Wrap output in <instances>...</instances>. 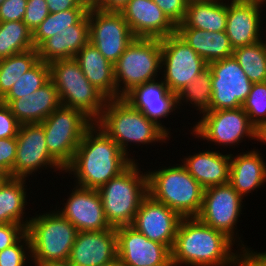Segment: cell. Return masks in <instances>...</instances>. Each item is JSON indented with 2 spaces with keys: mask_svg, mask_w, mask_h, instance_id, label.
Segmentation results:
<instances>
[{
  "mask_svg": "<svg viewBox=\"0 0 266 266\" xmlns=\"http://www.w3.org/2000/svg\"><path fill=\"white\" fill-rule=\"evenodd\" d=\"M255 141L261 143L260 145H266V121L260 123L255 128Z\"/></svg>",
  "mask_w": 266,
  "mask_h": 266,
  "instance_id": "cell-47",
  "label": "cell"
},
{
  "mask_svg": "<svg viewBox=\"0 0 266 266\" xmlns=\"http://www.w3.org/2000/svg\"><path fill=\"white\" fill-rule=\"evenodd\" d=\"M60 105L57 88L51 80L33 93L13 99L8 104L21 125L43 122Z\"/></svg>",
  "mask_w": 266,
  "mask_h": 266,
  "instance_id": "cell-27",
  "label": "cell"
},
{
  "mask_svg": "<svg viewBox=\"0 0 266 266\" xmlns=\"http://www.w3.org/2000/svg\"><path fill=\"white\" fill-rule=\"evenodd\" d=\"M205 147L198 145L197 152H187L179 161L204 189L229 183L231 152Z\"/></svg>",
  "mask_w": 266,
  "mask_h": 266,
  "instance_id": "cell-23",
  "label": "cell"
},
{
  "mask_svg": "<svg viewBox=\"0 0 266 266\" xmlns=\"http://www.w3.org/2000/svg\"><path fill=\"white\" fill-rule=\"evenodd\" d=\"M38 61L39 55L35 48L0 60V101L8 94L17 79Z\"/></svg>",
  "mask_w": 266,
  "mask_h": 266,
  "instance_id": "cell-34",
  "label": "cell"
},
{
  "mask_svg": "<svg viewBox=\"0 0 266 266\" xmlns=\"http://www.w3.org/2000/svg\"><path fill=\"white\" fill-rule=\"evenodd\" d=\"M33 182L34 179L30 181L29 179L14 177H4L0 181V224H21L27 228L31 219L30 216H32L28 210H34L29 205L30 199L33 200L32 196L36 195L30 187L31 185L34 187Z\"/></svg>",
  "mask_w": 266,
  "mask_h": 266,
  "instance_id": "cell-25",
  "label": "cell"
},
{
  "mask_svg": "<svg viewBox=\"0 0 266 266\" xmlns=\"http://www.w3.org/2000/svg\"><path fill=\"white\" fill-rule=\"evenodd\" d=\"M49 15L46 0H27L26 11L22 22L32 31Z\"/></svg>",
  "mask_w": 266,
  "mask_h": 266,
  "instance_id": "cell-40",
  "label": "cell"
},
{
  "mask_svg": "<svg viewBox=\"0 0 266 266\" xmlns=\"http://www.w3.org/2000/svg\"><path fill=\"white\" fill-rule=\"evenodd\" d=\"M171 261L174 266H254L232 239L197 217L181 219Z\"/></svg>",
  "mask_w": 266,
  "mask_h": 266,
  "instance_id": "cell-1",
  "label": "cell"
},
{
  "mask_svg": "<svg viewBox=\"0 0 266 266\" xmlns=\"http://www.w3.org/2000/svg\"><path fill=\"white\" fill-rule=\"evenodd\" d=\"M95 124L111 137L133 162H138L142 158L138 154L136 157L139 158L135 157V148L144 146L145 150H148L158 143L161 145L171 143L168 142L171 141V137L161 127L123 98L107 99L102 114Z\"/></svg>",
  "mask_w": 266,
  "mask_h": 266,
  "instance_id": "cell-3",
  "label": "cell"
},
{
  "mask_svg": "<svg viewBox=\"0 0 266 266\" xmlns=\"http://www.w3.org/2000/svg\"><path fill=\"white\" fill-rule=\"evenodd\" d=\"M20 126L10 107L0 101V138L16 137Z\"/></svg>",
  "mask_w": 266,
  "mask_h": 266,
  "instance_id": "cell-42",
  "label": "cell"
},
{
  "mask_svg": "<svg viewBox=\"0 0 266 266\" xmlns=\"http://www.w3.org/2000/svg\"><path fill=\"white\" fill-rule=\"evenodd\" d=\"M50 80L49 64L39 60L26 73L22 74L13 84L8 94L1 100L3 104L8 105L13 99L29 95L41 88Z\"/></svg>",
  "mask_w": 266,
  "mask_h": 266,
  "instance_id": "cell-36",
  "label": "cell"
},
{
  "mask_svg": "<svg viewBox=\"0 0 266 266\" xmlns=\"http://www.w3.org/2000/svg\"><path fill=\"white\" fill-rule=\"evenodd\" d=\"M123 99L135 109L140 110L149 120L155 122L171 138L174 136V130L171 126L167 127L168 123L164 120L166 119L167 122L169 117L173 120L176 118L174 117L176 113L178 117L181 113L178 111L176 94L169 91L161 78L133 88Z\"/></svg>",
  "mask_w": 266,
  "mask_h": 266,
  "instance_id": "cell-18",
  "label": "cell"
},
{
  "mask_svg": "<svg viewBox=\"0 0 266 266\" xmlns=\"http://www.w3.org/2000/svg\"><path fill=\"white\" fill-rule=\"evenodd\" d=\"M117 257L123 266H174L171 250L146 238L131 225L116 228Z\"/></svg>",
  "mask_w": 266,
  "mask_h": 266,
  "instance_id": "cell-19",
  "label": "cell"
},
{
  "mask_svg": "<svg viewBox=\"0 0 266 266\" xmlns=\"http://www.w3.org/2000/svg\"><path fill=\"white\" fill-rule=\"evenodd\" d=\"M42 266H73L69 261L51 262Z\"/></svg>",
  "mask_w": 266,
  "mask_h": 266,
  "instance_id": "cell-49",
  "label": "cell"
},
{
  "mask_svg": "<svg viewBox=\"0 0 266 266\" xmlns=\"http://www.w3.org/2000/svg\"><path fill=\"white\" fill-rule=\"evenodd\" d=\"M120 13L136 38L162 39L176 33V26L153 0H129Z\"/></svg>",
  "mask_w": 266,
  "mask_h": 266,
  "instance_id": "cell-21",
  "label": "cell"
},
{
  "mask_svg": "<svg viewBox=\"0 0 266 266\" xmlns=\"http://www.w3.org/2000/svg\"><path fill=\"white\" fill-rule=\"evenodd\" d=\"M25 233L26 228L21 224H0V251L14 245Z\"/></svg>",
  "mask_w": 266,
  "mask_h": 266,
  "instance_id": "cell-44",
  "label": "cell"
},
{
  "mask_svg": "<svg viewBox=\"0 0 266 266\" xmlns=\"http://www.w3.org/2000/svg\"><path fill=\"white\" fill-rule=\"evenodd\" d=\"M91 5H93V0H87Z\"/></svg>",
  "mask_w": 266,
  "mask_h": 266,
  "instance_id": "cell-52",
  "label": "cell"
},
{
  "mask_svg": "<svg viewBox=\"0 0 266 266\" xmlns=\"http://www.w3.org/2000/svg\"><path fill=\"white\" fill-rule=\"evenodd\" d=\"M254 266H266V251H260L259 257L254 261Z\"/></svg>",
  "mask_w": 266,
  "mask_h": 266,
  "instance_id": "cell-48",
  "label": "cell"
},
{
  "mask_svg": "<svg viewBox=\"0 0 266 266\" xmlns=\"http://www.w3.org/2000/svg\"><path fill=\"white\" fill-rule=\"evenodd\" d=\"M173 162L175 160H169L166 166L162 163L156 168L151 166V169L145 166L148 194L176 211L182 218L197 217L202 208L204 188L179 160L175 164Z\"/></svg>",
  "mask_w": 266,
  "mask_h": 266,
  "instance_id": "cell-4",
  "label": "cell"
},
{
  "mask_svg": "<svg viewBox=\"0 0 266 266\" xmlns=\"http://www.w3.org/2000/svg\"><path fill=\"white\" fill-rule=\"evenodd\" d=\"M40 124L50 155L65 169L94 122L78 109L60 105Z\"/></svg>",
  "mask_w": 266,
  "mask_h": 266,
  "instance_id": "cell-11",
  "label": "cell"
},
{
  "mask_svg": "<svg viewBox=\"0 0 266 266\" xmlns=\"http://www.w3.org/2000/svg\"><path fill=\"white\" fill-rule=\"evenodd\" d=\"M34 48L33 32L22 21L0 22V60Z\"/></svg>",
  "mask_w": 266,
  "mask_h": 266,
  "instance_id": "cell-32",
  "label": "cell"
},
{
  "mask_svg": "<svg viewBox=\"0 0 266 266\" xmlns=\"http://www.w3.org/2000/svg\"><path fill=\"white\" fill-rule=\"evenodd\" d=\"M144 166V163L142 166L139 162H133L98 189L106 220L111 227L133 223L139 206L148 195V175Z\"/></svg>",
  "mask_w": 266,
  "mask_h": 266,
  "instance_id": "cell-6",
  "label": "cell"
},
{
  "mask_svg": "<svg viewBox=\"0 0 266 266\" xmlns=\"http://www.w3.org/2000/svg\"><path fill=\"white\" fill-rule=\"evenodd\" d=\"M169 20L177 27L183 22L188 0H153Z\"/></svg>",
  "mask_w": 266,
  "mask_h": 266,
  "instance_id": "cell-41",
  "label": "cell"
},
{
  "mask_svg": "<svg viewBox=\"0 0 266 266\" xmlns=\"http://www.w3.org/2000/svg\"><path fill=\"white\" fill-rule=\"evenodd\" d=\"M229 184L216 185L204 189L202 208L197 218L232 239L253 261L260 250L252 249L244 243V237L238 229V222L246 206V200ZM245 203V204H244ZM241 233V234H240Z\"/></svg>",
  "mask_w": 266,
  "mask_h": 266,
  "instance_id": "cell-8",
  "label": "cell"
},
{
  "mask_svg": "<svg viewBox=\"0 0 266 266\" xmlns=\"http://www.w3.org/2000/svg\"><path fill=\"white\" fill-rule=\"evenodd\" d=\"M89 42L88 12L74 25L46 39L38 48L39 60L50 64L61 59L75 58Z\"/></svg>",
  "mask_w": 266,
  "mask_h": 266,
  "instance_id": "cell-26",
  "label": "cell"
},
{
  "mask_svg": "<svg viewBox=\"0 0 266 266\" xmlns=\"http://www.w3.org/2000/svg\"><path fill=\"white\" fill-rule=\"evenodd\" d=\"M227 0H192L188 2L183 22L176 28H198L208 32L226 30Z\"/></svg>",
  "mask_w": 266,
  "mask_h": 266,
  "instance_id": "cell-30",
  "label": "cell"
},
{
  "mask_svg": "<svg viewBox=\"0 0 266 266\" xmlns=\"http://www.w3.org/2000/svg\"><path fill=\"white\" fill-rule=\"evenodd\" d=\"M101 266H123L122 263L120 262L119 258L117 257L116 259H114L111 262H108L106 264H103Z\"/></svg>",
  "mask_w": 266,
  "mask_h": 266,
  "instance_id": "cell-50",
  "label": "cell"
},
{
  "mask_svg": "<svg viewBox=\"0 0 266 266\" xmlns=\"http://www.w3.org/2000/svg\"><path fill=\"white\" fill-rule=\"evenodd\" d=\"M16 139L17 152L13 166L14 178H24L29 180L36 178L34 181L36 182L37 177L41 172L43 174L49 173V175L50 173L53 175L55 172L59 176L62 174L60 179H66L67 176L64 175L65 169L48 151L45 142L44 129L40 123L22 124L19 128Z\"/></svg>",
  "mask_w": 266,
  "mask_h": 266,
  "instance_id": "cell-12",
  "label": "cell"
},
{
  "mask_svg": "<svg viewBox=\"0 0 266 266\" xmlns=\"http://www.w3.org/2000/svg\"><path fill=\"white\" fill-rule=\"evenodd\" d=\"M254 1H259V2H263L266 4V0H254Z\"/></svg>",
  "mask_w": 266,
  "mask_h": 266,
  "instance_id": "cell-51",
  "label": "cell"
},
{
  "mask_svg": "<svg viewBox=\"0 0 266 266\" xmlns=\"http://www.w3.org/2000/svg\"><path fill=\"white\" fill-rule=\"evenodd\" d=\"M241 149H237L238 151L235 154L230 151L229 184L245 200L250 197V193L252 195L254 191L257 193L261 187H265L266 161L264 159L265 155L255 145L253 149L252 147L250 149L247 148L248 151L243 148V145ZM240 150L242 152H239Z\"/></svg>",
  "mask_w": 266,
  "mask_h": 266,
  "instance_id": "cell-24",
  "label": "cell"
},
{
  "mask_svg": "<svg viewBox=\"0 0 266 266\" xmlns=\"http://www.w3.org/2000/svg\"><path fill=\"white\" fill-rule=\"evenodd\" d=\"M4 178V176L0 175V181Z\"/></svg>",
  "mask_w": 266,
  "mask_h": 266,
  "instance_id": "cell-53",
  "label": "cell"
},
{
  "mask_svg": "<svg viewBox=\"0 0 266 266\" xmlns=\"http://www.w3.org/2000/svg\"><path fill=\"white\" fill-rule=\"evenodd\" d=\"M129 0H97L93 6L106 12H120Z\"/></svg>",
  "mask_w": 266,
  "mask_h": 266,
  "instance_id": "cell-46",
  "label": "cell"
},
{
  "mask_svg": "<svg viewBox=\"0 0 266 266\" xmlns=\"http://www.w3.org/2000/svg\"><path fill=\"white\" fill-rule=\"evenodd\" d=\"M242 108L255 127L266 121V82L253 83Z\"/></svg>",
  "mask_w": 266,
  "mask_h": 266,
  "instance_id": "cell-37",
  "label": "cell"
},
{
  "mask_svg": "<svg viewBox=\"0 0 266 266\" xmlns=\"http://www.w3.org/2000/svg\"><path fill=\"white\" fill-rule=\"evenodd\" d=\"M32 266L31 247L25 233L14 245L0 251V266Z\"/></svg>",
  "mask_w": 266,
  "mask_h": 266,
  "instance_id": "cell-38",
  "label": "cell"
},
{
  "mask_svg": "<svg viewBox=\"0 0 266 266\" xmlns=\"http://www.w3.org/2000/svg\"><path fill=\"white\" fill-rule=\"evenodd\" d=\"M69 183H71L68 185L71 190L65 192L67 193V198L64 196L60 203L55 200L57 203H55L54 208L70 221L78 232L101 231L113 228L106 220L98 190L84 188L72 184L71 181Z\"/></svg>",
  "mask_w": 266,
  "mask_h": 266,
  "instance_id": "cell-16",
  "label": "cell"
},
{
  "mask_svg": "<svg viewBox=\"0 0 266 266\" xmlns=\"http://www.w3.org/2000/svg\"><path fill=\"white\" fill-rule=\"evenodd\" d=\"M181 219L176 211L148 194L139 206L131 226L146 238L172 250Z\"/></svg>",
  "mask_w": 266,
  "mask_h": 266,
  "instance_id": "cell-20",
  "label": "cell"
},
{
  "mask_svg": "<svg viewBox=\"0 0 266 266\" xmlns=\"http://www.w3.org/2000/svg\"><path fill=\"white\" fill-rule=\"evenodd\" d=\"M116 258V228H109L78 232L68 261L73 266H101Z\"/></svg>",
  "mask_w": 266,
  "mask_h": 266,
  "instance_id": "cell-22",
  "label": "cell"
},
{
  "mask_svg": "<svg viewBox=\"0 0 266 266\" xmlns=\"http://www.w3.org/2000/svg\"><path fill=\"white\" fill-rule=\"evenodd\" d=\"M16 152V137L0 138V175L4 177H13Z\"/></svg>",
  "mask_w": 266,
  "mask_h": 266,
  "instance_id": "cell-39",
  "label": "cell"
},
{
  "mask_svg": "<svg viewBox=\"0 0 266 266\" xmlns=\"http://www.w3.org/2000/svg\"><path fill=\"white\" fill-rule=\"evenodd\" d=\"M132 163L118 144L94 123L82 137L64 174L74 179L75 185L98 190Z\"/></svg>",
  "mask_w": 266,
  "mask_h": 266,
  "instance_id": "cell-2",
  "label": "cell"
},
{
  "mask_svg": "<svg viewBox=\"0 0 266 266\" xmlns=\"http://www.w3.org/2000/svg\"><path fill=\"white\" fill-rule=\"evenodd\" d=\"M211 69V110L236 109L246 101L253 83L233 56L208 64Z\"/></svg>",
  "mask_w": 266,
  "mask_h": 266,
  "instance_id": "cell-15",
  "label": "cell"
},
{
  "mask_svg": "<svg viewBox=\"0 0 266 266\" xmlns=\"http://www.w3.org/2000/svg\"><path fill=\"white\" fill-rule=\"evenodd\" d=\"M191 123L188 122L191 126L189 130V126L187 125V131L194 141L195 139L196 142L199 139V142L202 143L203 141L202 146L208 145L207 147L216 150L220 146L219 149L221 148V151L228 152L230 149L235 151L236 147H240L242 145L241 143L244 142L246 144L247 140L248 142L250 140L252 144H256V127L251 123L242 107L236 109L210 110L202 115L200 119H197V121L194 120ZM227 148L229 149L228 151Z\"/></svg>",
  "mask_w": 266,
  "mask_h": 266,
  "instance_id": "cell-7",
  "label": "cell"
},
{
  "mask_svg": "<svg viewBox=\"0 0 266 266\" xmlns=\"http://www.w3.org/2000/svg\"><path fill=\"white\" fill-rule=\"evenodd\" d=\"M176 33L208 64L233 55L234 49L225 31L176 28Z\"/></svg>",
  "mask_w": 266,
  "mask_h": 266,
  "instance_id": "cell-29",
  "label": "cell"
},
{
  "mask_svg": "<svg viewBox=\"0 0 266 266\" xmlns=\"http://www.w3.org/2000/svg\"><path fill=\"white\" fill-rule=\"evenodd\" d=\"M88 81L107 99H116L114 65L88 42L75 56Z\"/></svg>",
  "mask_w": 266,
  "mask_h": 266,
  "instance_id": "cell-28",
  "label": "cell"
},
{
  "mask_svg": "<svg viewBox=\"0 0 266 266\" xmlns=\"http://www.w3.org/2000/svg\"><path fill=\"white\" fill-rule=\"evenodd\" d=\"M211 97V69L208 66L176 95L178 110L179 112L183 110L184 114L188 110L190 111V116L194 113L196 116L193 115L192 117L194 119L196 117L195 120L197 121V118L199 119L211 110ZM187 107L192 110L187 109ZM193 108L196 112H194Z\"/></svg>",
  "mask_w": 266,
  "mask_h": 266,
  "instance_id": "cell-31",
  "label": "cell"
},
{
  "mask_svg": "<svg viewBox=\"0 0 266 266\" xmlns=\"http://www.w3.org/2000/svg\"><path fill=\"white\" fill-rule=\"evenodd\" d=\"M49 13H58L72 8H89L91 4L87 0H46Z\"/></svg>",
  "mask_w": 266,
  "mask_h": 266,
  "instance_id": "cell-45",
  "label": "cell"
},
{
  "mask_svg": "<svg viewBox=\"0 0 266 266\" xmlns=\"http://www.w3.org/2000/svg\"><path fill=\"white\" fill-rule=\"evenodd\" d=\"M265 8L266 4L259 1L227 0L225 32L233 49L255 44L266 37V28L263 27L266 23Z\"/></svg>",
  "mask_w": 266,
  "mask_h": 266,
  "instance_id": "cell-17",
  "label": "cell"
},
{
  "mask_svg": "<svg viewBox=\"0 0 266 266\" xmlns=\"http://www.w3.org/2000/svg\"><path fill=\"white\" fill-rule=\"evenodd\" d=\"M49 68L61 105L78 109L95 123L107 98L88 81L78 61L75 58L56 60Z\"/></svg>",
  "mask_w": 266,
  "mask_h": 266,
  "instance_id": "cell-9",
  "label": "cell"
},
{
  "mask_svg": "<svg viewBox=\"0 0 266 266\" xmlns=\"http://www.w3.org/2000/svg\"><path fill=\"white\" fill-rule=\"evenodd\" d=\"M89 8H72L58 13H49L46 19L34 30L33 43L37 49L46 39L59 34L68 26L76 24Z\"/></svg>",
  "mask_w": 266,
  "mask_h": 266,
  "instance_id": "cell-35",
  "label": "cell"
},
{
  "mask_svg": "<svg viewBox=\"0 0 266 266\" xmlns=\"http://www.w3.org/2000/svg\"><path fill=\"white\" fill-rule=\"evenodd\" d=\"M27 0H4L0 5V22L22 21Z\"/></svg>",
  "mask_w": 266,
  "mask_h": 266,
  "instance_id": "cell-43",
  "label": "cell"
},
{
  "mask_svg": "<svg viewBox=\"0 0 266 266\" xmlns=\"http://www.w3.org/2000/svg\"><path fill=\"white\" fill-rule=\"evenodd\" d=\"M161 80L176 95L208 67L177 33L161 39Z\"/></svg>",
  "mask_w": 266,
  "mask_h": 266,
  "instance_id": "cell-13",
  "label": "cell"
},
{
  "mask_svg": "<svg viewBox=\"0 0 266 266\" xmlns=\"http://www.w3.org/2000/svg\"><path fill=\"white\" fill-rule=\"evenodd\" d=\"M53 206L52 204V209L42 212L41 209L37 212L34 209L35 212L26 228L30 240L32 266L68 261L75 242L77 228Z\"/></svg>",
  "mask_w": 266,
  "mask_h": 266,
  "instance_id": "cell-5",
  "label": "cell"
},
{
  "mask_svg": "<svg viewBox=\"0 0 266 266\" xmlns=\"http://www.w3.org/2000/svg\"><path fill=\"white\" fill-rule=\"evenodd\" d=\"M161 39L135 38L114 64L116 99L161 77Z\"/></svg>",
  "mask_w": 266,
  "mask_h": 266,
  "instance_id": "cell-10",
  "label": "cell"
},
{
  "mask_svg": "<svg viewBox=\"0 0 266 266\" xmlns=\"http://www.w3.org/2000/svg\"><path fill=\"white\" fill-rule=\"evenodd\" d=\"M89 42L113 65L136 38L120 12L88 9Z\"/></svg>",
  "mask_w": 266,
  "mask_h": 266,
  "instance_id": "cell-14",
  "label": "cell"
},
{
  "mask_svg": "<svg viewBox=\"0 0 266 266\" xmlns=\"http://www.w3.org/2000/svg\"><path fill=\"white\" fill-rule=\"evenodd\" d=\"M232 56L252 83L266 82V37L255 44L235 48Z\"/></svg>",
  "mask_w": 266,
  "mask_h": 266,
  "instance_id": "cell-33",
  "label": "cell"
}]
</instances>
